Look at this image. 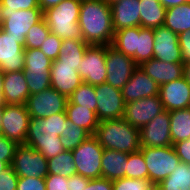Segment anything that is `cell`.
I'll list each match as a JSON object with an SVG mask.
<instances>
[{"instance_id": "6da1fadb", "label": "cell", "mask_w": 190, "mask_h": 190, "mask_svg": "<svg viewBox=\"0 0 190 190\" xmlns=\"http://www.w3.org/2000/svg\"><path fill=\"white\" fill-rule=\"evenodd\" d=\"M79 27L89 45H110L114 38L111 6L104 0H81Z\"/></svg>"}, {"instance_id": "7a4b0ae2", "label": "cell", "mask_w": 190, "mask_h": 190, "mask_svg": "<svg viewBox=\"0 0 190 190\" xmlns=\"http://www.w3.org/2000/svg\"><path fill=\"white\" fill-rule=\"evenodd\" d=\"M66 112L50 115L48 118L30 117L25 145L39 151L47 160L65 151L61 135L67 129Z\"/></svg>"}, {"instance_id": "3957f363", "label": "cell", "mask_w": 190, "mask_h": 190, "mask_svg": "<svg viewBox=\"0 0 190 190\" xmlns=\"http://www.w3.org/2000/svg\"><path fill=\"white\" fill-rule=\"evenodd\" d=\"M94 136L104 149L130 154L141 147L139 128L130 125L123 117L99 121Z\"/></svg>"}, {"instance_id": "277c9868", "label": "cell", "mask_w": 190, "mask_h": 190, "mask_svg": "<svg viewBox=\"0 0 190 190\" xmlns=\"http://www.w3.org/2000/svg\"><path fill=\"white\" fill-rule=\"evenodd\" d=\"M81 0H63L43 12L50 33L62 40H83L79 27Z\"/></svg>"}, {"instance_id": "5b68a950", "label": "cell", "mask_w": 190, "mask_h": 190, "mask_svg": "<svg viewBox=\"0 0 190 190\" xmlns=\"http://www.w3.org/2000/svg\"><path fill=\"white\" fill-rule=\"evenodd\" d=\"M148 169V179L157 186L173 173L180 158L172 146L140 147Z\"/></svg>"}, {"instance_id": "8992f818", "label": "cell", "mask_w": 190, "mask_h": 190, "mask_svg": "<svg viewBox=\"0 0 190 190\" xmlns=\"http://www.w3.org/2000/svg\"><path fill=\"white\" fill-rule=\"evenodd\" d=\"M103 150L94 135L72 150L77 174L90 180L100 178Z\"/></svg>"}, {"instance_id": "52a82bcc", "label": "cell", "mask_w": 190, "mask_h": 190, "mask_svg": "<svg viewBox=\"0 0 190 190\" xmlns=\"http://www.w3.org/2000/svg\"><path fill=\"white\" fill-rule=\"evenodd\" d=\"M107 46L89 45L80 62L78 73L84 83L97 86L103 84L107 77Z\"/></svg>"}, {"instance_id": "ba28073f", "label": "cell", "mask_w": 190, "mask_h": 190, "mask_svg": "<svg viewBox=\"0 0 190 190\" xmlns=\"http://www.w3.org/2000/svg\"><path fill=\"white\" fill-rule=\"evenodd\" d=\"M11 167L18 177L45 178L48 175L47 159L25 144L16 148Z\"/></svg>"}, {"instance_id": "9c48e42d", "label": "cell", "mask_w": 190, "mask_h": 190, "mask_svg": "<svg viewBox=\"0 0 190 190\" xmlns=\"http://www.w3.org/2000/svg\"><path fill=\"white\" fill-rule=\"evenodd\" d=\"M29 121L26 105L5 104L0 134L18 145L25 144Z\"/></svg>"}, {"instance_id": "30bf717a", "label": "cell", "mask_w": 190, "mask_h": 190, "mask_svg": "<svg viewBox=\"0 0 190 190\" xmlns=\"http://www.w3.org/2000/svg\"><path fill=\"white\" fill-rule=\"evenodd\" d=\"M44 17L40 8L6 11L0 5L1 29L7 34L17 38H25L30 28Z\"/></svg>"}, {"instance_id": "8fae6325", "label": "cell", "mask_w": 190, "mask_h": 190, "mask_svg": "<svg viewBox=\"0 0 190 190\" xmlns=\"http://www.w3.org/2000/svg\"><path fill=\"white\" fill-rule=\"evenodd\" d=\"M106 68L105 82L121 90L138 68V65L131 57L126 56L110 44L107 45Z\"/></svg>"}, {"instance_id": "7c38bea8", "label": "cell", "mask_w": 190, "mask_h": 190, "mask_svg": "<svg viewBox=\"0 0 190 190\" xmlns=\"http://www.w3.org/2000/svg\"><path fill=\"white\" fill-rule=\"evenodd\" d=\"M68 98L53 88L28 97L26 106L30 117L48 118L50 115L65 112Z\"/></svg>"}, {"instance_id": "4fadbf2b", "label": "cell", "mask_w": 190, "mask_h": 190, "mask_svg": "<svg viewBox=\"0 0 190 190\" xmlns=\"http://www.w3.org/2000/svg\"><path fill=\"white\" fill-rule=\"evenodd\" d=\"M97 97L96 115L99 121L118 119L124 116L126 103L121 90L109 83L95 86Z\"/></svg>"}, {"instance_id": "5bb4252c", "label": "cell", "mask_w": 190, "mask_h": 190, "mask_svg": "<svg viewBox=\"0 0 190 190\" xmlns=\"http://www.w3.org/2000/svg\"><path fill=\"white\" fill-rule=\"evenodd\" d=\"M165 111L159 95L127 102L123 118L133 127L141 128Z\"/></svg>"}, {"instance_id": "9a60e30c", "label": "cell", "mask_w": 190, "mask_h": 190, "mask_svg": "<svg viewBox=\"0 0 190 190\" xmlns=\"http://www.w3.org/2000/svg\"><path fill=\"white\" fill-rule=\"evenodd\" d=\"M170 115L165 110L139 129L141 147L172 146Z\"/></svg>"}, {"instance_id": "2e32d148", "label": "cell", "mask_w": 190, "mask_h": 190, "mask_svg": "<svg viewBox=\"0 0 190 190\" xmlns=\"http://www.w3.org/2000/svg\"><path fill=\"white\" fill-rule=\"evenodd\" d=\"M24 40L7 35L0 28V69L2 72L24 70Z\"/></svg>"}, {"instance_id": "e0dca14e", "label": "cell", "mask_w": 190, "mask_h": 190, "mask_svg": "<svg viewBox=\"0 0 190 190\" xmlns=\"http://www.w3.org/2000/svg\"><path fill=\"white\" fill-rule=\"evenodd\" d=\"M154 57L163 62L183 63L178 34L164 25L153 29Z\"/></svg>"}, {"instance_id": "ac0fdd59", "label": "cell", "mask_w": 190, "mask_h": 190, "mask_svg": "<svg viewBox=\"0 0 190 190\" xmlns=\"http://www.w3.org/2000/svg\"><path fill=\"white\" fill-rule=\"evenodd\" d=\"M158 95L167 111L190 107V85L184 76L161 85Z\"/></svg>"}, {"instance_id": "d6986e66", "label": "cell", "mask_w": 190, "mask_h": 190, "mask_svg": "<svg viewBox=\"0 0 190 190\" xmlns=\"http://www.w3.org/2000/svg\"><path fill=\"white\" fill-rule=\"evenodd\" d=\"M50 78L51 88L67 98L83 83L77 65H60L58 60L52 62Z\"/></svg>"}, {"instance_id": "ffe728a7", "label": "cell", "mask_w": 190, "mask_h": 190, "mask_svg": "<svg viewBox=\"0 0 190 190\" xmlns=\"http://www.w3.org/2000/svg\"><path fill=\"white\" fill-rule=\"evenodd\" d=\"M159 88L160 86L138 66L129 81L121 89V93L124 102L127 103L158 95Z\"/></svg>"}, {"instance_id": "44dd1931", "label": "cell", "mask_w": 190, "mask_h": 190, "mask_svg": "<svg viewBox=\"0 0 190 190\" xmlns=\"http://www.w3.org/2000/svg\"><path fill=\"white\" fill-rule=\"evenodd\" d=\"M30 96L24 71L4 73L3 103L26 105Z\"/></svg>"}, {"instance_id": "7402d4cb", "label": "cell", "mask_w": 190, "mask_h": 190, "mask_svg": "<svg viewBox=\"0 0 190 190\" xmlns=\"http://www.w3.org/2000/svg\"><path fill=\"white\" fill-rule=\"evenodd\" d=\"M110 6L114 31L140 26L139 0H120Z\"/></svg>"}, {"instance_id": "603a6c76", "label": "cell", "mask_w": 190, "mask_h": 190, "mask_svg": "<svg viewBox=\"0 0 190 190\" xmlns=\"http://www.w3.org/2000/svg\"><path fill=\"white\" fill-rule=\"evenodd\" d=\"M139 67L159 86L182 78L184 75L183 63L163 62L155 58L143 62Z\"/></svg>"}, {"instance_id": "cb8c5ba5", "label": "cell", "mask_w": 190, "mask_h": 190, "mask_svg": "<svg viewBox=\"0 0 190 190\" xmlns=\"http://www.w3.org/2000/svg\"><path fill=\"white\" fill-rule=\"evenodd\" d=\"M128 154L104 149L101 158V177L116 180L126 177Z\"/></svg>"}, {"instance_id": "d4e9b609", "label": "cell", "mask_w": 190, "mask_h": 190, "mask_svg": "<svg viewBox=\"0 0 190 190\" xmlns=\"http://www.w3.org/2000/svg\"><path fill=\"white\" fill-rule=\"evenodd\" d=\"M139 2L142 28L155 29L164 24L166 8L159 0H139Z\"/></svg>"}, {"instance_id": "484cf974", "label": "cell", "mask_w": 190, "mask_h": 190, "mask_svg": "<svg viewBox=\"0 0 190 190\" xmlns=\"http://www.w3.org/2000/svg\"><path fill=\"white\" fill-rule=\"evenodd\" d=\"M65 112L69 121L95 135L99 124L96 112L73 103H67Z\"/></svg>"}, {"instance_id": "4316f807", "label": "cell", "mask_w": 190, "mask_h": 190, "mask_svg": "<svg viewBox=\"0 0 190 190\" xmlns=\"http://www.w3.org/2000/svg\"><path fill=\"white\" fill-rule=\"evenodd\" d=\"M172 144L190 139V107L169 111Z\"/></svg>"}, {"instance_id": "83f0119b", "label": "cell", "mask_w": 190, "mask_h": 190, "mask_svg": "<svg viewBox=\"0 0 190 190\" xmlns=\"http://www.w3.org/2000/svg\"><path fill=\"white\" fill-rule=\"evenodd\" d=\"M163 25L176 34L190 30V3L167 8Z\"/></svg>"}, {"instance_id": "f1b7e54d", "label": "cell", "mask_w": 190, "mask_h": 190, "mask_svg": "<svg viewBox=\"0 0 190 190\" xmlns=\"http://www.w3.org/2000/svg\"><path fill=\"white\" fill-rule=\"evenodd\" d=\"M88 46L89 44L83 40L64 39L57 60L60 61V65H77L79 70L80 62Z\"/></svg>"}, {"instance_id": "f546056e", "label": "cell", "mask_w": 190, "mask_h": 190, "mask_svg": "<svg viewBox=\"0 0 190 190\" xmlns=\"http://www.w3.org/2000/svg\"><path fill=\"white\" fill-rule=\"evenodd\" d=\"M156 190H190V165L180 161L173 173L156 186Z\"/></svg>"}, {"instance_id": "4dcf8cb0", "label": "cell", "mask_w": 190, "mask_h": 190, "mask_svg": "<svg viewBox=\"0 0 190 190\" xmlns=\"http://www.w3.org/2000/svg\"><path fill=\"white\" fill-rule=\"evenodd\" d=\"M137 36H139V26L117 30L114 32L111 45L135 62Z\"/></svg>"}, {"instance_id": "1f68e13d", "label": "cell", "mask_w": 190, "mask_h": 190, "mask_svg": "<svg viewBox=\"0 0 190 190\" xmlns=\"http://www.w3.org/2000/svg\"><path fill=\"white\" fill-rule=\"evenodd\" d=\"M48 175H61L69 178L77 174L72 151L65 150L54 158L47 160Z\"/></svg>"}, {"instance_id": "d6a6232c", "label": "cell", "mask_w": 190, "mask_h": 190, "mask_svg": "<svg viewBox=\"0 0 190 190\" xmlns=\"http://www.w3.org/2000/svg\"><path fill=\"white\" fill-rule=\"evenodd\" d=\"M24 59V72L50 73L53 61L40 48H25Z\"/></svg>"}, {"instance_id": "836d02e7", "label": "cell", "mask_w": 190, "mask_h": 190, "mask_svg": "<svg viewBox=\"0 0 190 190\" xmlns=\"http://www.w3.org/2000/svg\"><path fill=\"white\" fill-rule=\"evenodd\" d=\"M154 34L153 29L139 26V36H137L135 63L140 66L143 62L154 57Z\"/></svg>"}, {"instance_id": "e575fe53", "label": "cell", "mask_w": 190, "mask_h": 190, "mask_svg": "<svg viewBox=\"0 0 190 190\" xmlns=\"http://www.w3.org/2000/svg\"><path fill=\"white\" fill-rule=\"evenodd\" d=\"M67 103H73L96 112L97 97L95 86L82 83L69 97Z\"/></svg>"}, {"instance_id": "d590c367", "label": "cell", "mask_w": 190, "mask_h": 190, "mask_svg": "<svg viewBox=\"0 0 190 190\" xmlns=\"http://www.w3.org/2000/svg\"><path fill=\"white\" fill-rule=\"evenodd\" d=\"M67 129L64 130L61 137V144L67 151H72L78 147L83 141L88 139L91 134L82 127L73 124L68 120Z\"/></svg>"}, {"instance_id": "8d00e7d4", "label": "cell", "mask_w": 190, "mask_h": 190, "mask_svg": "<svg viewBox=\"0 0 190 190\" xmlns=\"http://www.w3.org/2000/svg\"><path fill=\"white\" fill-rule=\"evenodd\" d=\"M126 177L148 179V169L141 150L128 154Z\"/></svg>"}, {"instance_id": "74e56055", "label": "cell", "mask_w": 190, "mask_h": 190, "mask_svg": "<svg viewBox=\"0 0 190 190\" xmlns=\"http://www.w3.org/2000/svg\"><path fill=\"white\" fill-rule=\"evenodd\" d=\"M49 34L50 29L47 26V23L43 17L28 31L24 40V48H40Z\"/></svg>"}, {"instance_id": "f35d334b", "label": "cell", "mask_w": 190, "mask_h": 190, "mask_svg": "<svg viewBox=\"0 0 190 190\" xmlns=\"http://www.w3.org/2000/svg\"><path fill=\"white\" fill-rule=\"evenodd\" d=\"M30 95L51 87L50 73L24 72Z\"/></svg>"}, {"instance_id": "ab89813d", "label": "cell", "mask_w": 190, "mask_h": 190, "mask_svg": "<svg viewBox=\"0 0 190 190\" xmlns=\"http://www.w3.org/2000/svg\"><path fill=\"white\" fill-rule=\"evenodd\" d=\"M113 190H156L149 179L121 178L112 181Z\"/></svg>"}, {"instance_id": "60d3db41", "label": "cell", "mask_w": 190, "mask_h": 190, "mask_svg": "<svg viewBox=\"0 0 190 190\" xmlns=\"http://www.w3.org/2000/svg\"><path fill=\"white\" fill-rule=\"evenodd\" d=\"M62 45V39L50 33L41 45V51L52 61L57 60L60 55L59 50Z\"/></svg>"}, {"instance_id": "b9f144b4", "label": "cell", "mask_w": 190, "mask_h": 190, "mask_svg": "<svg viewBox=\"0 0 190 190\" xmlns=\"http://www.w3.org/2000/svg\"><path fill=\"white\" fill-rule=\"evenodd\" d=\"M19 145L0 134V161L6 162L11 166L15 150Z\"/></svg>"}, {"instance_id": "7bdbcfd3", "label": "cell", "mask_w": 190, "mask_h": 190, "mask_svg": "<svg viewBox=\"0 0 190 190\" xmlns=\"http://www.w3.org/2000/svg\"><path fill=\"white\" fill-rule=\"evenodd\" d=\"M0 5L6 11L28 10L39 7V0H0Z\"/></svg>"}, {"instance_id": "ee69618b", "label": "cell", "mask_w": 190, "mask_h": 190, "mask_svg": "<svg viewBox=\"0 0 190 190\" xmlns=\"http://www.w3.org/2000/svg\"><path fill=\"white\" fill-rule=\"evenodd\" d=\"M16 190H46L45 178L19 177Z\"/></svg>"}, {"instance_id": "f6af8a7d", "label": "cell", "mask_w": 190, "mask_h": 190, "mask_svg": "<svg viewBox=\"0 0 190 190\" xmlns=\"http://www.w3.org/2000/svg\"><path fill=\"white\" fill-rule=\"evenodd\" d=\"M18 175L10 166L7 170L0 173V190H16Z\"/></svg>"}, {"instance_id": "bcb514c9", "label": "cell", "mask_w": 190, "mask_h": 190, "mask_svg": "<svg viewBox=\"0 0 190 190\" xmlns=\"http://www.w3.org/2000/svg\"><path fill=\"white\" fill-rule=\"evenodd\" d=\"M46 190H70L69 178L61 175H47L45 177Z\"/></svg>"}, {"instance_id": "7dc6e473", "label": "cell", "mask_w": 190, "mask_h": 190, "mask_svg": "<svg viewBox=\"0 0 190 190\" xmlns=\"http://www.w3.org/2000/svg\"><path fill=\"white\" fill-rule=\"evenodd\" d=\"M183 63L190 61V30L178 34Z\"/></svg>"}, {"instance_id": "c3c4849f", "label": "cell", "mask_w": 190, "mask_h": 190, "mask_svg": "<svg viewBox=\"0 0 190 190\" xmlns=\"http://www.w3.org/2000/svg\"><path fill=\"white\" fill-rule=\"evenodd\" d=\"M173 147L180 161L190 165V139L177 142Z\"/></svg>"}, {"instance_id": "681fc988", "label": "cell", "mask_w": 190, "mask_h": 190, "mask_svg": "<svg viewBox=\"0 0 190 190\" xmlns=\"http://www.w3.org/2000/svg\"><path fill=\"white\" fill-rule=\"evenodd\" d=\"M82 190H113L112 181L103 177L95 178L90 180Z\"/></svg>"}, {"instance_id": "f907efd6", "label": "cell", "mask_w": 190, "mask_h": 190, "mask_svg": "<svg viewBox=\"0 0 190 190\" xmlns=\"http://www.w3.org/2000/svg\"><path fill=\"white\" fill-rule=\"evenodd\" d=\"M90 179L85 178L81 175H73L69 177L70 190H82L83 187H86Z\"/></svg>"}, {"instance_id": "816d5d0a", "label": "cell", "mask_w": 190, "mask_h": 190, "mask_svg": "<svg viewBox=\"0 0 190 190\" xmlns=\"http://www.w3.org/2000/svg\"><path fill=\"white\" fill-rule=\"evenodd\" d=\"M63 0H39V7L44 12L47 9L57 6Z\"/></svg>"}, {"instance_id": "f5cc1de1", "label": "cell", "mask_w": 190, "mask_h": 190, "mask_svg": "<svg viewBox=\"0 0 190 190\" xmlns=\"http://www.w3.org/2000/svg\"><path fill=\"white\" fill-rule=\"evenodd\" d=\"M160 3L167 9L184 3H190V0H159Z\"/></svg>"}, {"instance_id": "db71d44e", "label": "cell", "mask_w": 190, "mask_h": 190, "mask_svg": "<svg viewBox=\"0 0 190 190\" xmlns=\"http://www.w3.org/2000/svg\"><path fill=\"white\" fill-rule=\"evenodd\" d=\"M183 69H184V78L190 85V61L183 63Z\"/></svg>"}, {"instance_id": "11a10c76", "label": "cell", "mask_w": 190, "mask_h": 190, "mask_svg": "<svg viewBox=\"0 0 190 190\" xmlns=\"http://www.w3.org/2000/svg\"><path fill=\"white\" fill-rule=\"evenodd\" d=\"M4 72L0 69V102H3Z\"/></svg>"}, {"instance_id": "9f6ffc18", "label": "cell", "mask_w": 190, "mask_h": 190, "mask_svg": "<svg viewBox=\"0 0 190 190\" xmlns=\"http://www.w3.org/2000/svg\"><path fill=\"white\" fill-rule=\"evenodd\" d=\"M4 106L5 104L3 102H0V130H1V125H2Z\"/></svg>"}, {"instance_id": "6f0895ef", "label": "cell", "mask_w": 190, "mask_h": 190, "mask_svg": "<svg viewBox=\"0 0 190 190\" xmlns=\"http://www.w3.org/2000/svg\"><path fill=\"white\" fill-rule=\"evenodd\" d=\"M10 166L6 163V162H3V161H0V173L1 172H4L5 170H7Z\"/></svg>"}, {"instance_id": "680465c9", "label": "cell", "mask_w": 190, "mask_h": 190, "mask_svg": "<svg viewBox=\"0 0 190 190\" xmlns=\"http://www.w3.org/2000/svg\"><path fill=\"white\" fill-rule=\"evenodd\" d=\"M107 4H109V5H111V4H113V3H115V2H118V1H120V0H104Z\"/></svg>"}]
</instances>
